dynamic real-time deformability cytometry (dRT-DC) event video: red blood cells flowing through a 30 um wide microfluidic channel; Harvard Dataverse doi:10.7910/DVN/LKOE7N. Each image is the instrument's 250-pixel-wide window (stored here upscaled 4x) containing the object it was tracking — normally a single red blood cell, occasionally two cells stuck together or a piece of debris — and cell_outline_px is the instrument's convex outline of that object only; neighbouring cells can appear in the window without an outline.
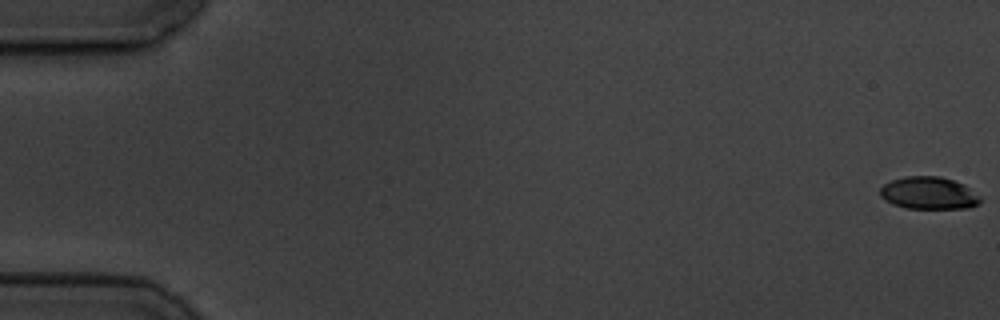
{"species": "common noctule bat (a hibernating species)", "species_latin": "Nyctalus noctula", "temperature_condition": "cold", "stored_images_in_passage": 6, "camera_frame_rate_fps": 3000, "um_per_image_px": 0.085, "animal": {"sex": "male", "body_mass_g": 19.5, "forearm_length_mm": 54.6}, "frame": {"image": 1, "passage_image": 1, "time_ms": 0.0, "image_size_px": [1000, 320], "cell_outline_px": [[980, 204], [968, 208], [908, 208], [892, 204], [884, 200], [880, 196], [880, 188], [884, 184], [892, 180], [904, 176], [940, 176], [964, 184], [980, 196]], "centroid_in_image_um": [78.94, 16.41], "position_along_channel_um": 6.1, "area_um2": 18.96}}
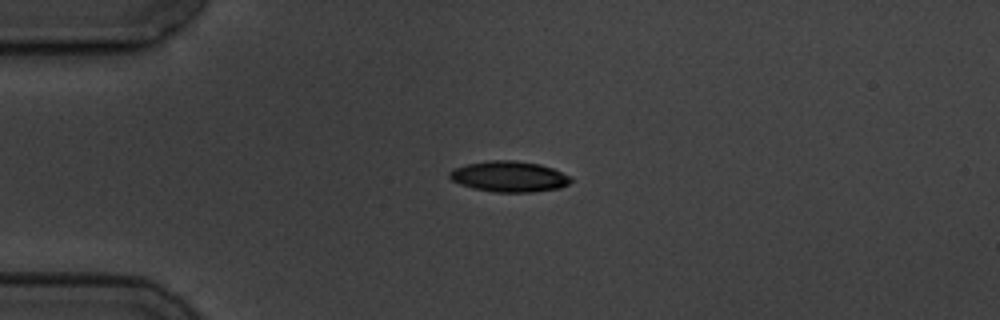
{"frame": {"image": 2, "passage_image": 5, "time_ms": 4.667, "image_size_px": [1000, 320], "cell_outline_px": [[572, 180], [568, 184], [560, 188], [532, 192], [496, 192], [472, 188], [460, 184], [452, 180], [448, 176], [448, 172], [452, 168], [468, 164], [488, 160], [516, 160], [540, 164], [552, 168], [568, 176]], "centroid_in_image_um": [43.24, 15.0], "position_along_channel_um": 41.8, "area_um2": 21.73}}